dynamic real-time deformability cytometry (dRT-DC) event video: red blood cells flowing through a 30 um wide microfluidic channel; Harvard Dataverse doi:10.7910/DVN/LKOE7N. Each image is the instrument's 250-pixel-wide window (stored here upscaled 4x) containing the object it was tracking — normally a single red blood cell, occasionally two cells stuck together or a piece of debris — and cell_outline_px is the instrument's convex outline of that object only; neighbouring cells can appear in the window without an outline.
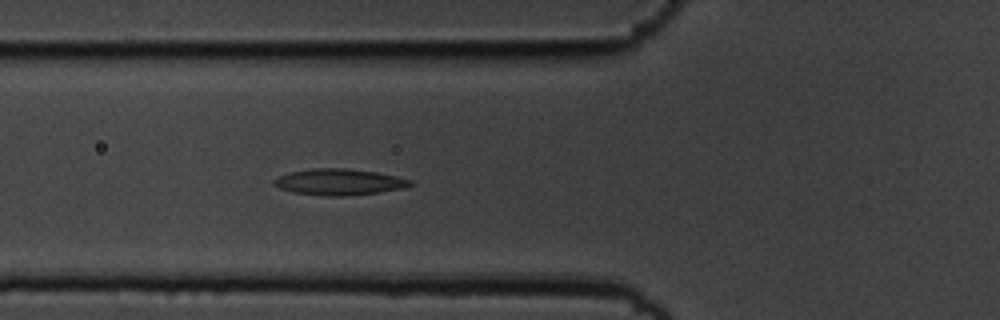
{"species": "common noctule bat (a hibernating species)", "species_latin": "Nyctalus noctula", "temperature_condition": "cold", "stored_images_in_passage": 5, "camera_frame_rate_fps": 3000, "um_per_image_px": 0.085, "animal": {"sex": "male", "body_mass_g": 19.5, "forearm_length_mm": 54.6}, "frame": {"image": 1, "passage_image": 5, "time_ms": 1.333, "image_size_px": [1000, 320], "cell_outline_px": [[412, 184], [404, 188], [380, 192], [344, 196], [324, 196], [292, 192], [280, 188], [272, 184], [272, 180], [276, 176], [292, 172], [312, 168], [348, 168], [376, 172], [396, 176], [412, 180]], "centroid_in_image_um": [28.8, 15.47], "position_along_channel_um": 97.0, "area_um2": 20.92}}